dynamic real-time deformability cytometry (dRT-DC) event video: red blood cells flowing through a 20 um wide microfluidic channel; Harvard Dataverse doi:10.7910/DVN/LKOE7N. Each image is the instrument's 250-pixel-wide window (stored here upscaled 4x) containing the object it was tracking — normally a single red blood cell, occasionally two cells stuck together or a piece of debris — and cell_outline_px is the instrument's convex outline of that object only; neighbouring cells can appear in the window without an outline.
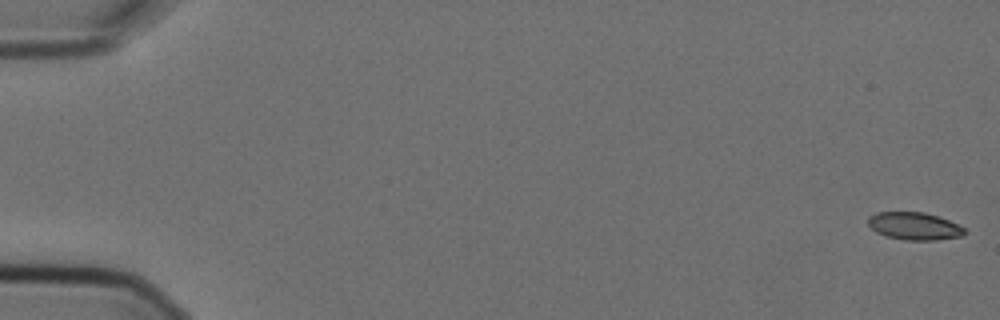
{"species": "Egyptian fruit bat (a non-hibernating species)", "species_latin": "Rousettus aegyptiacus", "temperature_condition": "cold", "stored_images_in_passage": 10, "camera_frame_rate_fps": 3000, "um_per_image_px": 0.085, "animal": {"sex": "female"}, "frame": {"image": 1, "passage_image": 1, "time_ms": 0.0, "image_size_px": [1000, 320], "cell_outline_px": [[968, 232], [960, 236], [936, 240], [904, 240], [884, 236], [876, 232], [868, 224], [868, 216], [876, 212], [924, 212], [948, 220], [964, 228]], "centroid_in_image_um": [77.68, 19.22], "position_along_channel_um": 7.3, "area_um2": 15.49}}
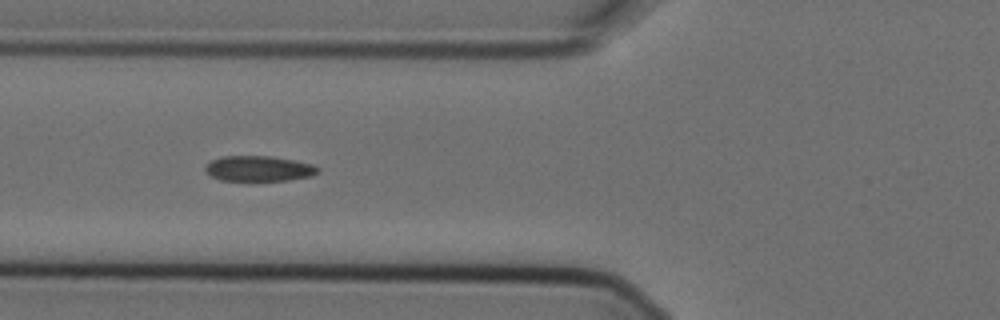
{"frame": {"image": 2, "passage_image": 7, "time_ms": 2.0, "image_size_px": [1000, 320], "cell_outline_px": [[320, 172], [312, 176], [288, 180], [220, 180], [212, 176], [204, 168], [212, 160], [220, 156], [272, 156], [312, 164], [320, 168]], "centroid_in_image_um": [22.04, 14.32], "position_along_channel_um": 103.8, "area_um2": 16.53}}
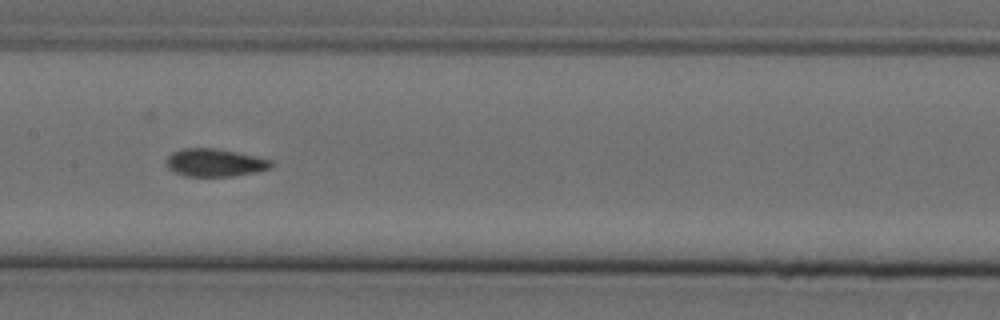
{"frame": {"image": 3, "passage_image": 9, "time_ms": 2.667, "image_size_px": [1000, 320], "cell_outline_px": [[272, 164], [268, 168], [256, 172], [232, 176], [184, 176], [168, 168], [168, 156], [172, 152], [180, 148], [216, 148], [236, 152], [272, 160]], "centroid_in_image_um": [18.24, 13.82], "position_along_channel_um": 189.2, "area_um2": 16.76}}